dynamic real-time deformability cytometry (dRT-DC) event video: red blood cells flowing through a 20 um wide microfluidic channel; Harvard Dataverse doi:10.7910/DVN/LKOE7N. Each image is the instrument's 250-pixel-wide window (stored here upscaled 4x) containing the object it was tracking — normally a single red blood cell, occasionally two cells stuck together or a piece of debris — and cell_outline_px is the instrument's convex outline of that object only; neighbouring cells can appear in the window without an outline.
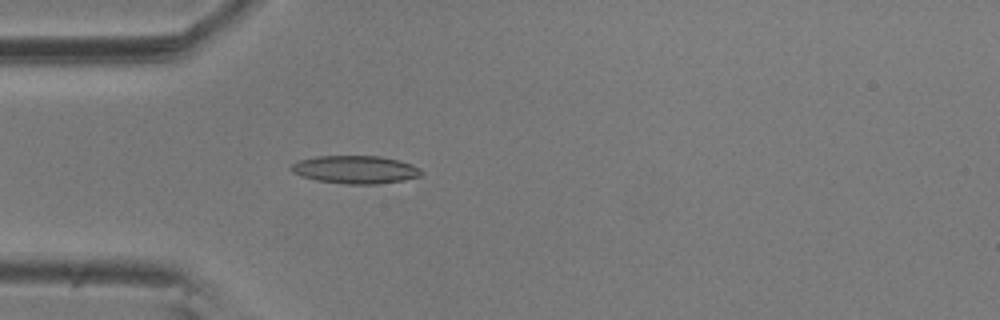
{"species": "common noctule bat (a hibernating species)", "species_latin": "Nyctalus noctula", "temperature_condition": "room temperature", "stored_images_in_passage": 3, "camera_frame_rate_fps": 3000, "um_per_image_px": 0.085, "animal": {"sex": "male", "body_mass_g": 20.5, "forearm_length_mm": 52.5}, "frame": {"image": 1, "passage_image": 3, "time_ms": 0.667, "image_size_px": [1000, 320], "cell_outline_px": [[424, 172], [420, 176], [404, 180], [380, 184], [348, 184], [316, 180], [300, 176], [292, 172], [288, 168], [296, 160], [316, 156], [380, 156], [400, 160], [412, 164], [420, 168]], "centroid_in_image_um": [30.19, 14.41], "position_along_channel_um": 54.8, "area_um2": 21.5}}